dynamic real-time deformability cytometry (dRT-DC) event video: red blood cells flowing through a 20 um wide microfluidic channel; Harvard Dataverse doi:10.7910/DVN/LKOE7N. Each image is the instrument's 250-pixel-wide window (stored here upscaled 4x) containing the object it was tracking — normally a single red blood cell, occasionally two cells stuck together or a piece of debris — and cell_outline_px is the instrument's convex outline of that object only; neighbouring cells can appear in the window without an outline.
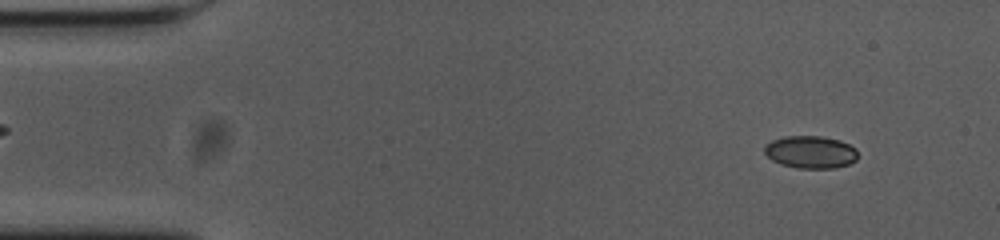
{"species": "common noctule bat (a hibernating species)", "species_latin": "Nyctalus noctula", "temperature_condition": "cold", "stored_images_in_passage": 55, "camera_frame_rate_fps": 3000, "um_per_image_px": 0.085, "animal": {"sex": "female", "body_mass_g": 23.0, "forearm_length_mm": 53.4}, "frame": {"image": 1, "passage_image": 5, "time_ms": 1.333, "image_size_px": [1000, 240], "cell_outline_px": [[856, 160], [848, 164], [832, 168], [800, 168], [780, 164], [772, 160], [764, 152], [764, 144], [772, 140], [784, 136], [820, 136], [840, 140], [856, 148]], "centroid_in_image_um": [68.87, 12.91], "position_along_channel_um": 16.1, "area_um2": 17.63}}
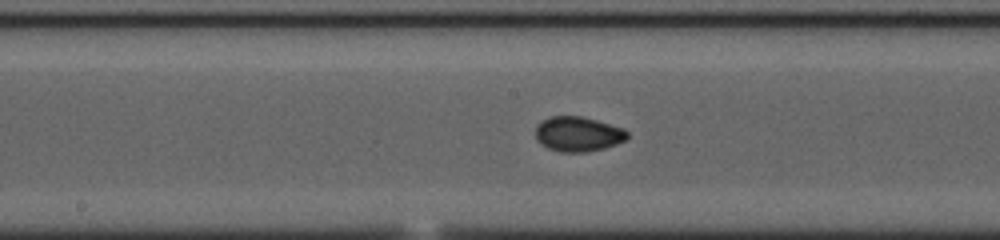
{"frame": {"image": 2, "passage_image": 28, "time_ms": 9.0, "image_size_px": [1000, 240], "cell_outline_px": [[628, 136], [624, 140], [616, 144], [604, 148], [588, 152], [560, 152], [548, 148], [540, 144], [536, 140], [536, 124], [548, 116], [580, 116], [596, 120], [624, 128], [628, 132]], "centroid_in_image_um": [49.1, 11.39], "position_along_channel_um": 199.1, "area_um2": 18.79}}
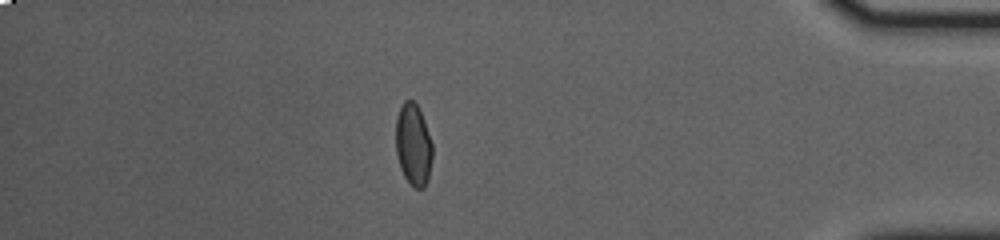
{"frame": {"image": 3, "passage_image": 48, "time_ms": 15.667, "image_size_px": [1000, 240], "cell_outline_px": [[432, 156], [428, 180], [424, 188], [416, 188], [404, 176], [400, 168], [396, 152], [396, 116], [404, 100], [412, 100], [416, 104], [424, 120], [432, 144]], "centroid_in_image_um": [35.12, 12.3], "position_along_channel_um": 400.1, "area_um2": 17.34}, "authors_computed_cell_mechanics": {"area_um2": 17.5134, "velocity_mm_per_s": 3.6613, "shape_relaxation_time_tau1_ms": 3.601, "shape_relaxation_time_tau2_ms": 1.1586, "deformation_change_tau1": 0.1134, "deformation_change_tau2": 0.0376}}